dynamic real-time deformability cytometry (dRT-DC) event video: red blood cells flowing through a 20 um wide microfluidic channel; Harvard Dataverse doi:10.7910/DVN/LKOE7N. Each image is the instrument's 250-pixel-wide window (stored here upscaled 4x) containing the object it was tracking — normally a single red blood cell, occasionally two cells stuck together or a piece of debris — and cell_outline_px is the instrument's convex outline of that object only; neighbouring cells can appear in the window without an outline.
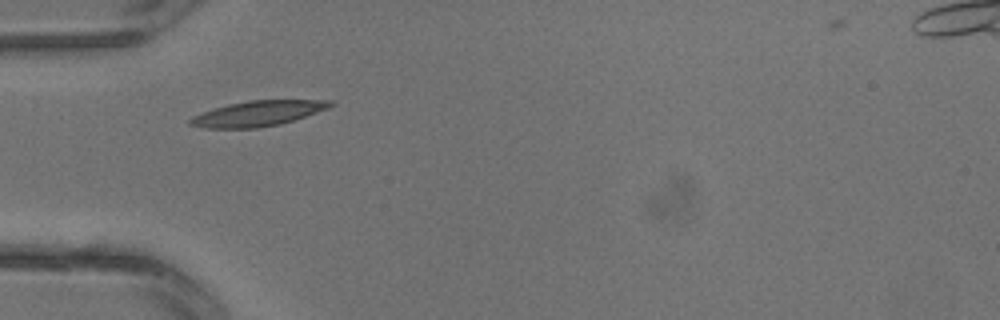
{"species": "common noctule bat (a hibernating species)", "species_latin": "Nyctalus noctula", "temperature_condition": "warm", "stored_images_in_passage": 1, "camera_frame_rate_fps": 3000, "um_per_image_px": 0.085, "animal": {"sex": "male", "body_mass_g": 13.3}, "frame": {"image": 1, "passage_image": 1, "time_ms": 0.0, "image_size_px": [1000, 320], "cell_outline_px": [[336, 104], [328, 108], [280, 124], [256, 128], [204, 128], [188, 124], [188, 120], [192, 116], [212, 108], [228, 104], [248, 100], [332, 100]], "centroid_in_image_um": [21.87, 9.64], "position_along_channel_um": 63.1, "area_um2": 20.63}}